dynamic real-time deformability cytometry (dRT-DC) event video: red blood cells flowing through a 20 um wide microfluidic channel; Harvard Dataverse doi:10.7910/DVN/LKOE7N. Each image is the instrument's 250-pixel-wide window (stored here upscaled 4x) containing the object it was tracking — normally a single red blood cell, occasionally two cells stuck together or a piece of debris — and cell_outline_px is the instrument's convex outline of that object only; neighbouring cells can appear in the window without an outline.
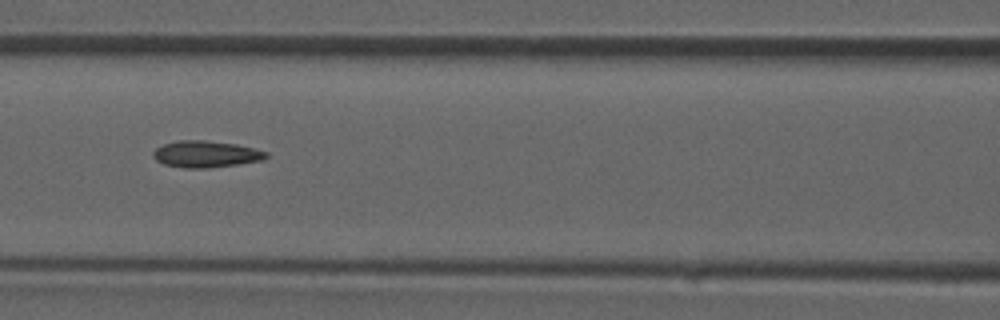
{"species": "common noctule bat (a hibernating species)", "species_latin": "Nyctalus noctula", "temperature_condition": "room temperature", "stored_images_in_passage": 45, "camera_frame_rate_fps": 3000, "um_per_image_px": 0.085, "animal": {"sex": "male", "forearm_length_mm": 52.5}, "frame": {"image": 1, "passage_image": 20, "time_ms": 6.333, "image_size_px": [1000, 320], "cell_outline_px": [[268, 156], [264, 160], [240, 164], [208, 168], [184, 168], [164, 164], [156, 160], [152, 156], [152, 152], [156, 148], [164, 144], [180, 140], [204, 140], [236, 144], [268, 152]], "centroid_in_image_um": [17.5, 13.11], "position_along_channel_um": 149.1, "area_um2": 17.57}}